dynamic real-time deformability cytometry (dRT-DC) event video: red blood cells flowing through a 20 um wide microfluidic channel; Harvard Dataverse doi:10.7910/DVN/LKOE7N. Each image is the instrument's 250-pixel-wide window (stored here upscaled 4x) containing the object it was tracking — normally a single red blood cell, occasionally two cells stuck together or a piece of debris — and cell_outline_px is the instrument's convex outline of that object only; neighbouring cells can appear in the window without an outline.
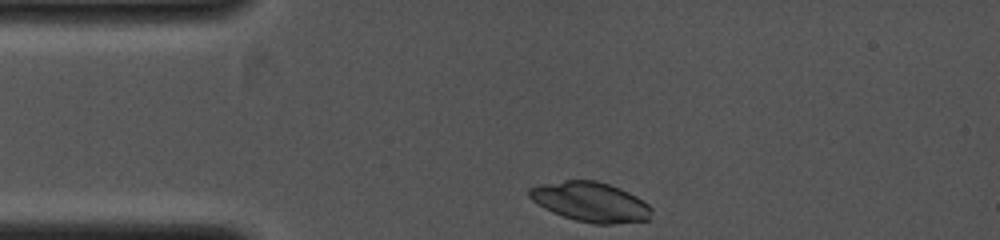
{"species": "common noctule bat (a hibernating species)", "species_latin": "Nyctalus noctula", "temperature_condition": "cold", "stored_images_in_passage": 29, "camera_frame_rate_fps": 4000, "um_per_image_px": 0.085, "animal": {"sex": "female", "body_mass_g": 19.0, "forearm_length_mm": 53.3}, "frame": {"image": 1, "passage_image": 1, "time_ms": 0.0, "image_size_px": [1000, 240], "cell_outline_px": [[652, 212], [648, 220], [612, 224], [592, 224], [576, 220], [552, 212], [544, 208], [532, 200], [528, 196], [528, 188], [540, 184], [564, 180], [596, 180], [620, 188], [636, 196], [648, 204], [652, 208]], "centroid_in_image_um": [50.19, 17.16], "position_along_channel_um": 34.8, "area_um2": 28.32}}
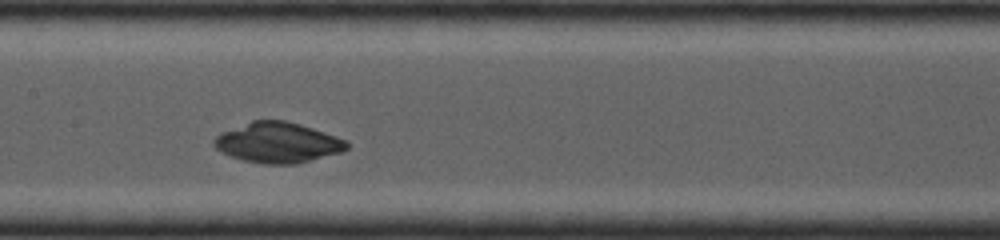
{"frame": {"image": 2, "passage_image": 13, "time_ms": 3.0, "image_size_px": [1000, 240], "cell_outline_px": [[348, 148], [340, 152], [296, 164], [264, 164], [244, 160], [232, 156], [216, 148], [212, 144], [212, 140], [216, 136], [224, 132], [252, 120], [284, 120], [300, 124], [348, 140]], "centroid_in_image_um": [23.63, 12.12], "position_along_channel_um": 183.8, "area_um2": 30.87}}
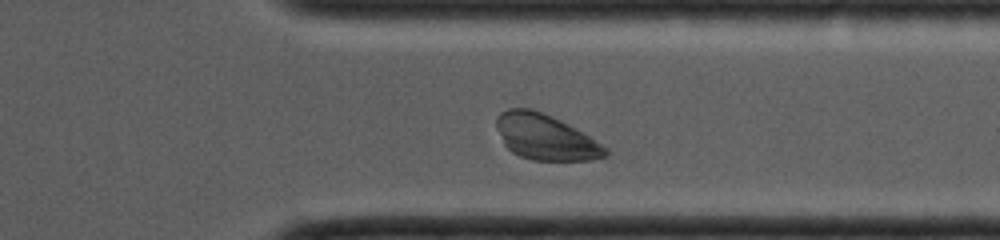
{"frame": {"image": 3, "passage_image": 25, "time_ms": 6.0, "image_size_px": [1000, 240], "cell_outline_px": [[608, 156], [592, 160], [532, 160], [520, 156], [512, 152], [504, 144], [496, 128], [496, 116], [500, 112], [508, 108], [532, 108], [560, 120], [568, 124], [608, 148]], "centroid_in_image_um": [46.34, 11.65], "position_along_channel_um": 365.1, "area_um2": 28.84}}